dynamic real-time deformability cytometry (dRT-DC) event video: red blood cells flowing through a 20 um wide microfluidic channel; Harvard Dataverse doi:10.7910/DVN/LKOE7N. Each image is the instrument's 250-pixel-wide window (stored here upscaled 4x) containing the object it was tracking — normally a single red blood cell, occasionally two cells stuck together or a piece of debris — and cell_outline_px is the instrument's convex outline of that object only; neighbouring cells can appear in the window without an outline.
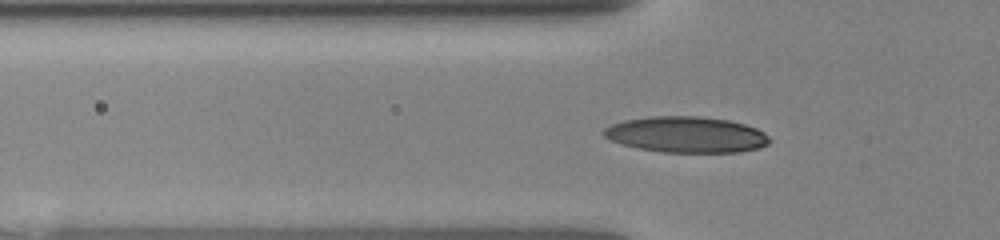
{"species": "human", "species_latin": "Homo sapiens", "temperature_condition": "room temperature", "stored_images_in_passage": 12, "camera_frame_rate_fps": 3000, "um_per_image_px": 0.085, "donor": {"sex": "female"}, "frame": {"image": 1, "passage_image": 9, "time_ms": 4.333, "image_size_px": [1000, 240], "cell_outline_px": [[772, 140], [768, 144], [760, 148], [740, 152], [664, 152], [636, 148], [620, 144], [604, 136], [600, 132], [604, 128], [612, 124], [624, 120], [652, 116], [700, 116], [728, 120], [744, 124], [756, 128], [764, 132]], "centroid_in_image_um": [58.34, 11.44], "position_along_channel_um": 67.5, "area_um2": 34.97}}
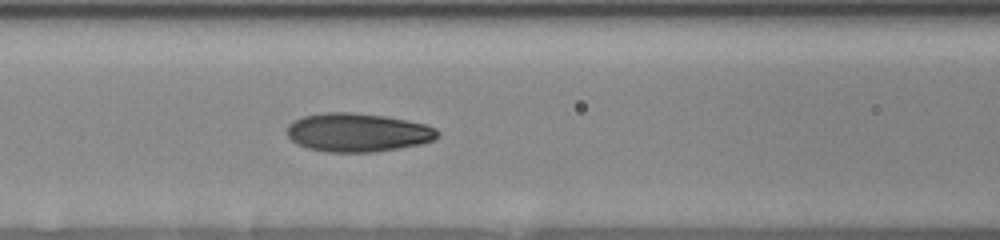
{"frame": {"image": 2, "passage_image": 12, "time_ms": 6.0, "image_size_px": [1000, 240], "cell_outline_px": [[440, 136], [436, 140], [420, 144], [400, 148], [376, 152], [324, 152], [308, 148], [296, 144], [288, 136], [288, 124], [304, 116], [320, 112], [352, 112], [384, 116], [408, 120], [428, 124], [436, 128], [440, 132]], "centroid_in_image_um": [30.46, 11.26], "position_along_channel_um": 136.1, "area_um2": 34.28}}